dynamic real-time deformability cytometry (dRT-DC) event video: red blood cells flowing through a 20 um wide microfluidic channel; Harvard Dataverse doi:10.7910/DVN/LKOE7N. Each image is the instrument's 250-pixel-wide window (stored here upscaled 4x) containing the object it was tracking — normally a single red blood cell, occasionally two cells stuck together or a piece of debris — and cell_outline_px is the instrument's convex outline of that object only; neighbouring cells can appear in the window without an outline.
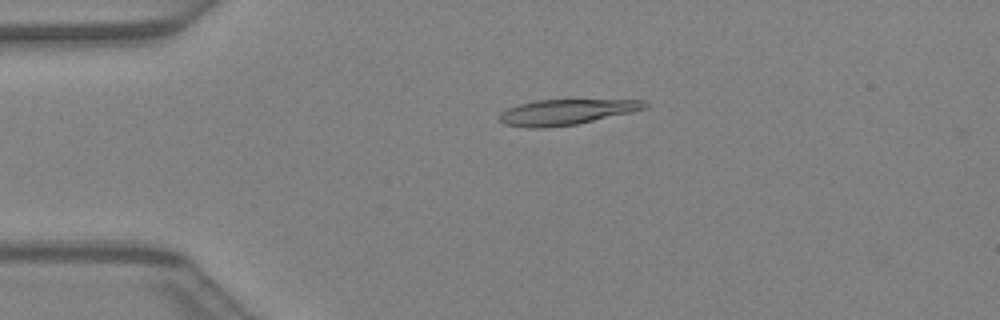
{"species": "Egyptian fruit bat (a non-hibernating species)", "species_latin": "Rousettus aegyptiacus", "temperature_condition": "warm", "stored_images_in_passage": 3, "camera_frame_rate_fps": 3000, "um_per_image_px": 0.085, "animal": {"sex": "female"}, "frame": {"image": 1, "passage_image": 2, "time_ms": 0.333, "image_size_px": [1000, 320], "cell_outline_px": [[648, 108], [632, 112], [576, 124], [548, 128], [528, 128], [504, 124], [496, 116], [500, 112], [508, 108], [520, 104], [536, 100], [644, 100], [648, 104]], "centroid_in_image_um": [48.1, 9.53], "position_along_channel_um": 36.9, "area_um2": 21.62}}